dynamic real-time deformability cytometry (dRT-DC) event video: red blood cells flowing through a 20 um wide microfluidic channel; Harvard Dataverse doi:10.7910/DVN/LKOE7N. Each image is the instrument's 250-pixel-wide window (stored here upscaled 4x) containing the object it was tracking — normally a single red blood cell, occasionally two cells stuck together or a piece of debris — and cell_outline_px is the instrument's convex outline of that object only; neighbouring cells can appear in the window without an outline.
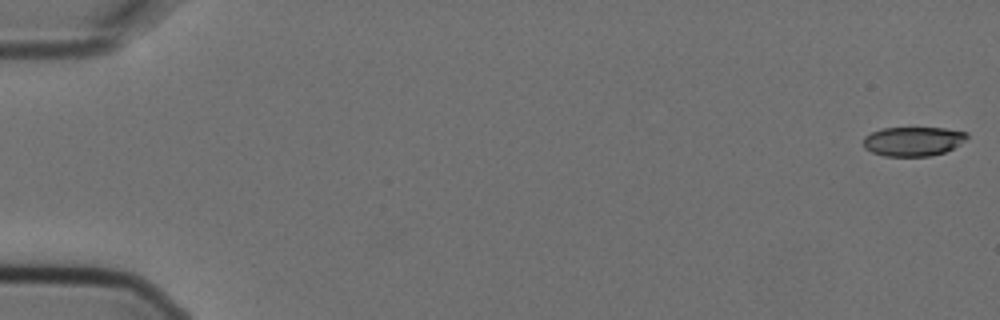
{"species": "Egyptian fruit bat (a non-hibernating species)", "species_latin": "Rousettus aegyptiacus", "temperature_condition": "cold", "stored_images_in_passage": 11, "camera_frame_rate_fps": 3000, "um_per_image_px": 0.085, "animal": {"sex": "female"}, "frame": {"image": 1, "passage_image": 1, "time_ms": 0.0, "image_size_px": [1000, 320], "cell_outline_px": [[968, 136], [964, 140], [952, 148], [944, 152], [928, 156], [884, 156], [872, 152], [864, 148], [864, 136], [880, 128], [944, 128], [968, 132]], "centroid_in_image_um": [77.58, 12.0], "position_along_channel_um": 7.4, "area_um2": 17.57}}
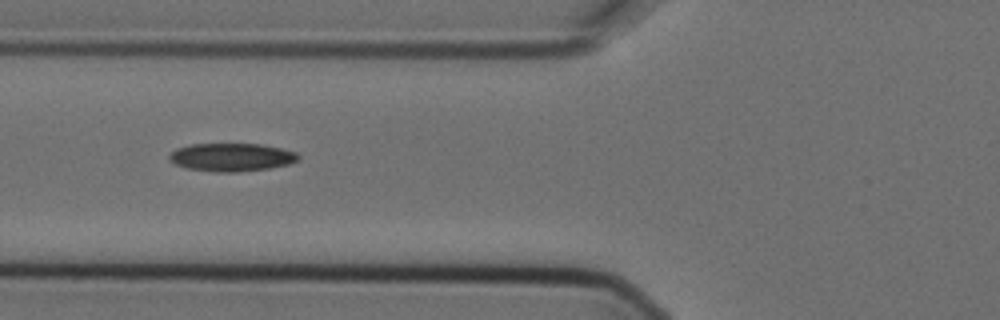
{"frame": {"image": 2, "passage_image": 6, "time_ms": 1.667, "image_size_px": [1000, 320], "cell_outline_px": [[300, 156], [296, 160], [288, 164], [268, 168], [236, 172], [216, 172], [184, 168], [168, 160], [168, 156], [176, 148], [192, 144], [260, 144], [280, 148], [296, 152]], "centroid_in_image_um": [19.63, 13.36], "position_along_channel_um": 106.2, "area_um2": 21.04}}
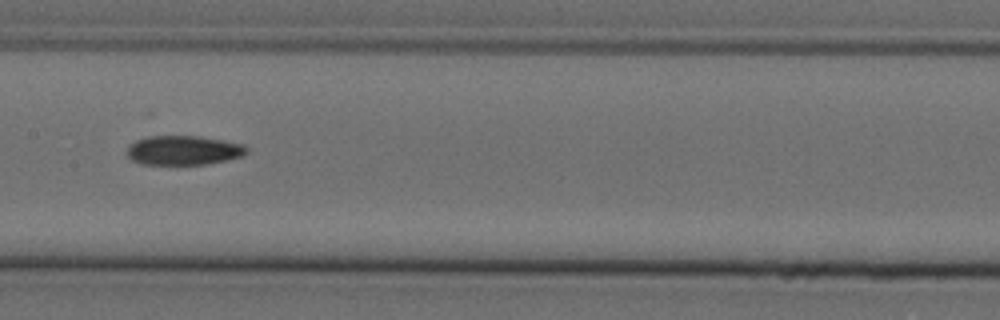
{"frame": {"image": 3, "passage_image": 8, "time_ms": 2.333, "image_size_px": [1000, 320], "cell_outline_px": [[248, 152], [244, 156], [228, 160], [204, 164], [140, 164], [132, 160], [124, 152], [136, 140], [148, 136], [196, 136], [224, 140], [244, 144], [248, 148]], "centroid_in_image_um": [15.62, 12.78], "position_along_channel_um": 191.8, "area_um2": 20.58}}